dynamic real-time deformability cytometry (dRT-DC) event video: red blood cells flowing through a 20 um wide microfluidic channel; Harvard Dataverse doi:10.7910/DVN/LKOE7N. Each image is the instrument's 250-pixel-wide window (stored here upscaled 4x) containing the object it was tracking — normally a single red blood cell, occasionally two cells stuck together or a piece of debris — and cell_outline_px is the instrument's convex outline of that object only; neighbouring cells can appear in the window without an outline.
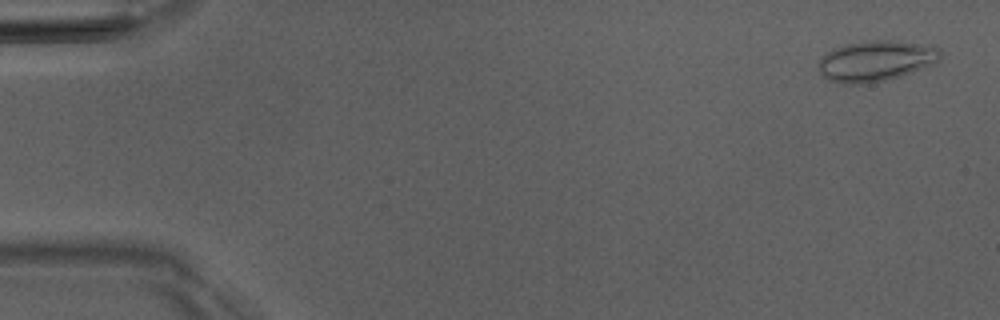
{"species": "Egyptian fruit bat (a non-hibernating species)", "species_latin": "Rousettus aegyptiacus", "temperature_condition": "room temperature", "stored_images_in_passage": 6, "camera_frame_rate_fps": 3000, "um_per_image_px": 0.085, "animal": {"sex": "male"}, "frame": {"image": 1, "passage_image": 1, "time_ms": 0.0, "image_size_px": [1000, 320], "cell_outline_px": [[940, 56], [932, 64], [900, 76], [884, 80], [860, 84], [840, 84], [828, 80], [820, 72], [820, 60], [832, 48], [844, 44], [868, 40], [888, 40], [932, 44], [940, 48]], "centroid_in_image_um": [74.45, 5.16], "position_along_channel_um": 10.6, "area_um2": 28.78}}